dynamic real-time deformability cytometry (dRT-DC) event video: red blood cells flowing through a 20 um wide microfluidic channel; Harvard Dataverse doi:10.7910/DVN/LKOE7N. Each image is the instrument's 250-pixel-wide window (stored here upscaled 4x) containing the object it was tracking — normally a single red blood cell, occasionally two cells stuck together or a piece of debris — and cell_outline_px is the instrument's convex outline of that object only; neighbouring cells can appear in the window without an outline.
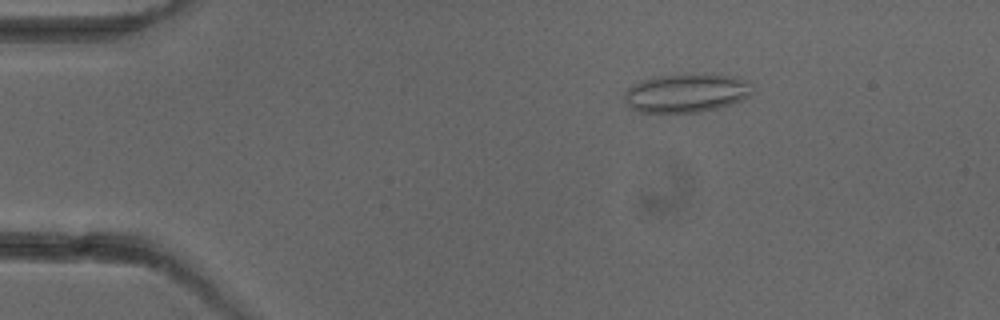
{"species": "common noctule bat (a hibernating species)", "species_latin": "Nyctalus noctula", "temperature_condition": "cold", "stored_images_in_passage": 3, "camera_frame_rate_fps": 3000, "um_per_image_px": 0.085, "animal": {"sex": "female"}, "frame": {"image": 1, "passage_image": 1, "time_ms": 0.0, "image_size_px": [1000, 320], "cell_outline_px": [[752, 92], [748, 96], [732, 104], [720, 108], [700, 112], [640, 112], [624, 104], [624, 92], [632, 84], [640, 80], [656, 76], [688, 72], [712, 72], [732, 76], [748, 80], [752, 84]], "centroid_in_image_um": [58.35, 7.86], "position_along_channel_um": 26.7, "area_um2": 29.88}}